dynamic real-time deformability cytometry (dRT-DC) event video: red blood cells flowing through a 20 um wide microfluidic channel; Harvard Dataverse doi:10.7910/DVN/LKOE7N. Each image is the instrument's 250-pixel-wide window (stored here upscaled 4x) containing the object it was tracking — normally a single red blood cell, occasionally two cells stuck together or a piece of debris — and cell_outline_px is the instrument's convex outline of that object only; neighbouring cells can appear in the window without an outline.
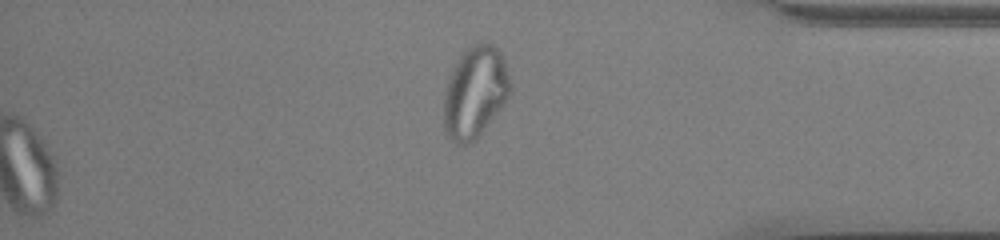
{"species": "common noctule bat (a hibernating species)", "species_latin": "Nyctalus noctula", "temperature_condition": "cold", "stored_images_in_passage": 49, "camera_frame_rate_fps": 3000, "um_per_image_px": 0.085, "animal": {"sex": "male", "body_mass_g": 13.0, "forearm_length_mm": 53.1}, "frame": {"image": 1, "passage_image": 49, "time_ms": 16.0, "image_size_px": [1000, 240], "cell_outline_px": [[512, 92], [504, 104], [480, 132], [472, 140], [464, 144], [456, 144], [444, 132], [444, 92], [448, 76], [452, 68], [460, 56], [468, 48], [484, 40], [492, 44], [500, 52], [504, 60], [512, 88]], "centroid_in_image_um": [40.37, 7.8], "position_along_channel_um": 394.8, "area_um2": 35.2}}